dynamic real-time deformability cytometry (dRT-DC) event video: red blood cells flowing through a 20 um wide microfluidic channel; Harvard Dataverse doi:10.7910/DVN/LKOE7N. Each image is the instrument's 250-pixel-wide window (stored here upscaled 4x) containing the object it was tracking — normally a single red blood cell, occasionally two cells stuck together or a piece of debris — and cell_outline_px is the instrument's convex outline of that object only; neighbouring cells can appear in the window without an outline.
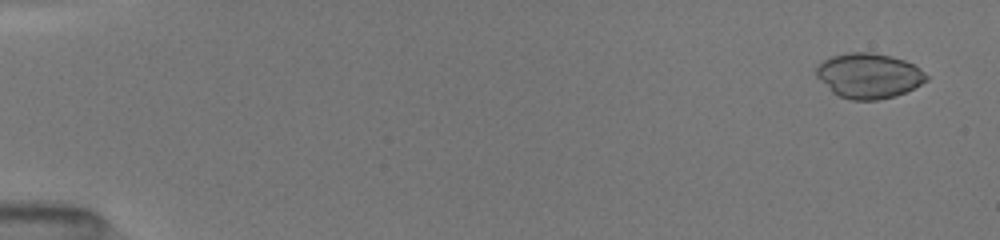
{"species": "common noctule bat (a hibernating species)", "species_latin": "Nyctalus noctula", "temperature_condition": "room temperature", "stored_images_in_passage": 11, "camera_frame_rate_fps": 3000, "um_per_image_px": 0.085, "animal": {"sex": "female", "body_mass_g": 19.5, "forearm_length_mm": 54.1}, "frame": {"image": 1, "passage_image": 1, "time_ms": 0.0, "image_size_px": [1000, 240], "cell_outline_px": [[928, 80], [896, 96], [876, 100], [852, 100], [840, 96], [832, 92], [816, 76], [816, 68], [824, 60], [832, 56], [848, 52], [872, 52], [892, 56], [904, 60], [920, 68], [928, 76]], "centroid_in_image_um": [73.85, 6.43], "position_along_channel_um": 11.2, "area_um2": 28.78}}
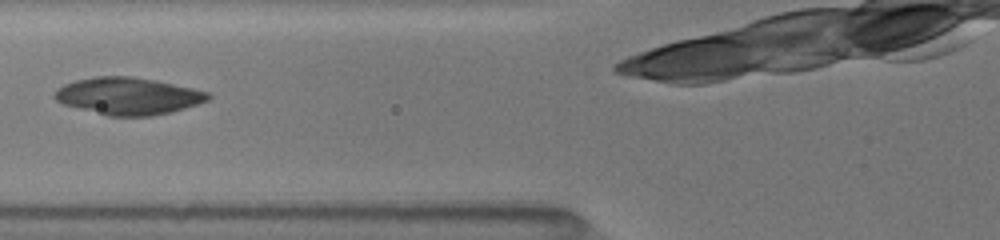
{"frame": {"image": 2, "passage_image": 10, "time_ms": 6.333, "image_size_px": [1000, 240], "cell_outline_px": [[212, 96], [208, 100], [184, 108], [152, 116], [108, 116], [64, 104], [56, 100], [52, 96], [56, 88], [64, 84], [76, 80], [96, 76], [132, 76], [156, 80], [192, 88], [208, 92]], "centroid_in_image_um": [10.86, 8.15], "position_along_channel_um": 114.9, "area_um2": 33.06}}